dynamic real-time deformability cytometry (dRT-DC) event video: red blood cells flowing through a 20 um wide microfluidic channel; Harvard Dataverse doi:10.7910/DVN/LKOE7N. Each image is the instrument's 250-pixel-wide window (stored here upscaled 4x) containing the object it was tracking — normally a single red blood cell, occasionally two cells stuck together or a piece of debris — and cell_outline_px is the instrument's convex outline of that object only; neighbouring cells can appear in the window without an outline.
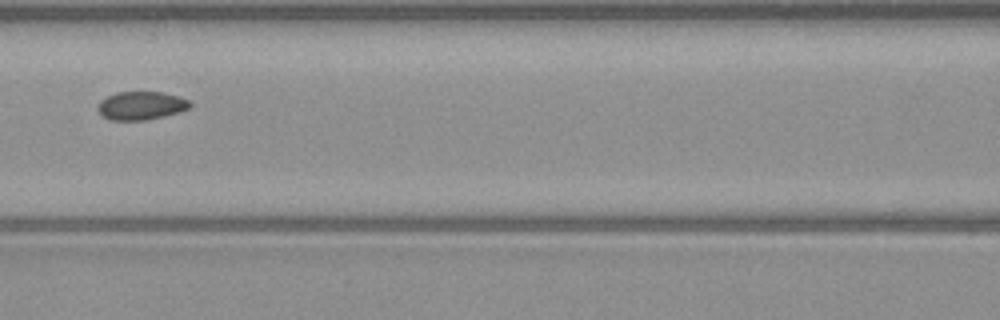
{"species": "common noctule bat (a hibernating species)", "species_latin": "Nyctalus noctula", "temperature_condition": "warm", "stored_images_in_passage": 6, "camera_frame_rate_fps": 3000, "um_per_image_px": 0.085, "animal": {"sex": "male", "body_mass_g": 23.1, "forearm_length_mm": 52.7}, "frame": {"image": 1, "passage_image": 6, "time_ms": 6.0, "image_size_px": [1000, 320], "cell_outline_px": [[192, 104], [188, 108], [180, 112], [164, 116], [144, 120], [108, 120], [96, 108], [96, 104], [100, 100], [116, 92], [164, 92], [180, 96], [192, 100]], "centroid_in_image_um": [12.01, 8.97], "position_along_channel_um": 154.6, "area_um2": 15.43}}